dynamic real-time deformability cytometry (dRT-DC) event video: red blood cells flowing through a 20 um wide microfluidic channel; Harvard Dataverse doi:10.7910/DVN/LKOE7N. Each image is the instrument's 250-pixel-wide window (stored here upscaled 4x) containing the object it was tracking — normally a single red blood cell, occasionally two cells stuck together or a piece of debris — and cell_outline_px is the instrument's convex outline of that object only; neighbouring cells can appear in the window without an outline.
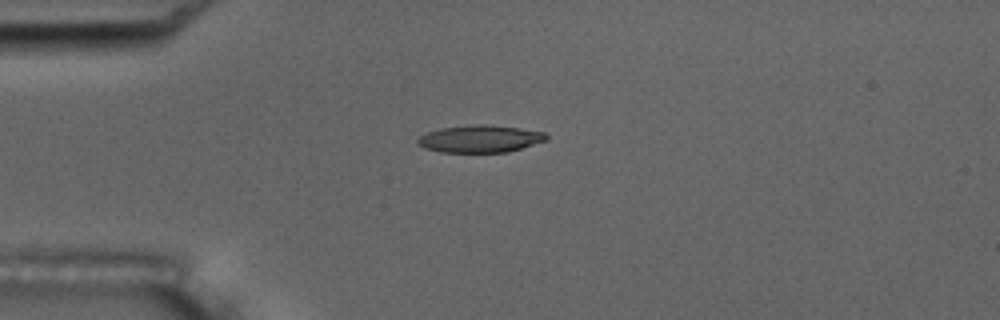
{"species": "common noctule bat (a hibernating species)", "species_latin": "Nyctalus noctula", "temperature_condition": "room temperature", "stored_images_in_passage": 11, "camera_frame_rate_fps": 3000, "um_per_image_px": 0.085, "animal": {"sex": "male", "body_mass_g": 17.5, "forearm_length_mm": 52.3}, "frame": {"image": 1, "passage_image": 5, "time_ms": 4.667, "image_size_px": [1000, 320], "cell_outline_px": [[548, 140], [508, 152], [440, 152], [424, 148], [416, 144], [416, 140], [420, 136], [428, 132], [440, 128], [472, 124], [484, 124], [520, 128], [544, 132], [548, 136]], "centroid_in_image_um": [40.79, 11.8], "position_along_channel_um": 44.2, "area_um2": 20.58}}